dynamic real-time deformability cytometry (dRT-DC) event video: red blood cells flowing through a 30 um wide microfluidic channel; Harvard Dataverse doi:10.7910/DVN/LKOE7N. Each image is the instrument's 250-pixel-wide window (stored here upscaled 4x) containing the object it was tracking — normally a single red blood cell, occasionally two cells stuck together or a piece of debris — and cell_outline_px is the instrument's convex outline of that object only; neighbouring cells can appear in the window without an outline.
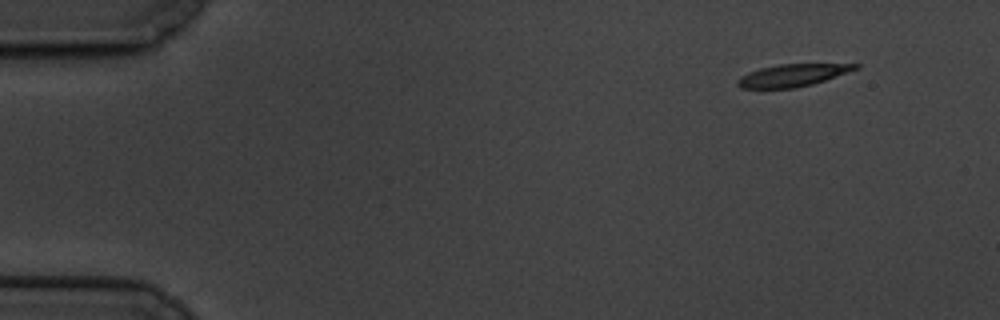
{"species": "common noctule bat (a hibernating species)", "species_latin": "Nyctalus noctula", "temperature_condition": "cold", "stored_images_in_passage": 56, "camera_frame_rate_fps": 3000, "um_per_image_px": 0.085, "animal": {"sex": "male", "body_mass_g": 19.5, "forearm_length_mm": 54.6}, "frame": {"image": 1, "passage_image": 1, "time_ms": 0.0, "image_size_px": [1000, 320], "cell_outline_px": [[860, 68], [812, 84], [796, 88], [740, 88], [736, 84], [736, 80], [740, 76], [748, 72], [760, 68], [780, 64], [860, 64]], "centroid_in_image_um": [67.32, 6.4], "position_along_channel_um": 17.7, "area_um2": 15.26}}
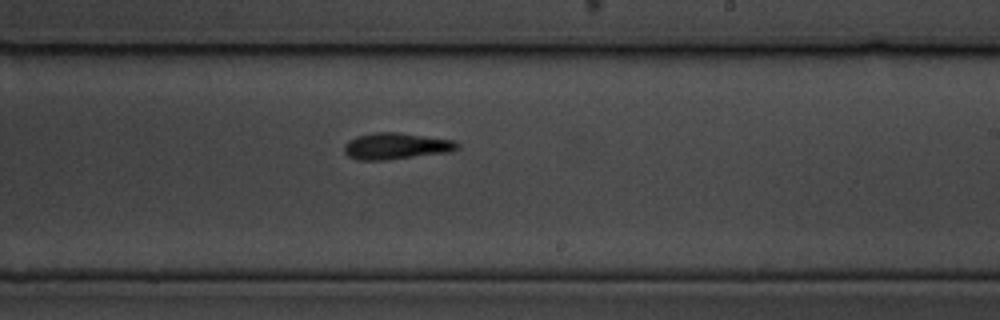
{"frame": {"image": 2, "passage_image": 32, "time_ms": 10.333, "image_size_px": [1000, 320], "cell_outline_px": [[460, 148], [448, 152], [388, 160], [360, 160], [348, 156], [344, 152], [344, 144], [348, 140], [356, 136], [376, 132], [400, 132], [456, 140], [460, 144]], "centroid_in_image_um": [33.69, 12.41], "position_along_channel_um": 255.3, "area_um2": 17.69}}
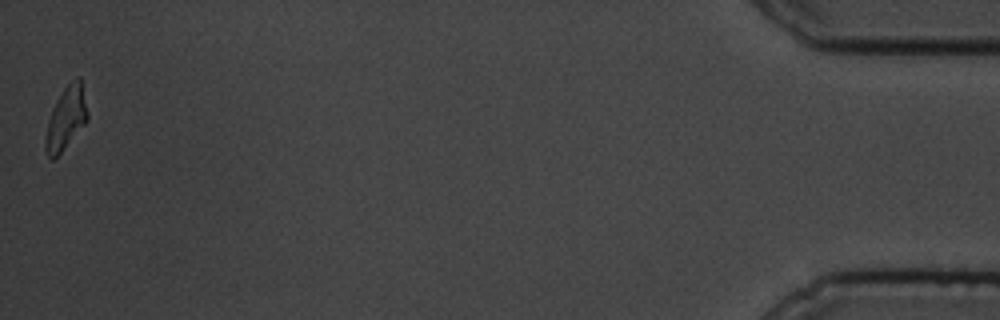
{"frame": {"image": 3, "passage_image": 56, "time_ms": 18.333, "image_size_px": [1000, 320], "cell_outline_px": [[88, 120], [60, 152], [52, 160], [48, 156], [44, 148], [44, 144], [48, 120], [52, 108], [56, 100], [64, 88], [76, 76], [80, 76], [88, 116]], "centroid_in_image_um": [5.59, 10.03], "position_along_channel_um": 429.6, "area_um2": 15.09}, "authors_computed_cell_mechanics": {"area_um2": 16.5886, "velocity_mm_per_s": 3.2973, "shape_relaxation_time_tau1_ms": 2.6591, "shape_relaxation_time_tau2_ms": 5.3523, "deformation_change_tau1": 0.1603, "deformation_change_tau2": 0.1155}}